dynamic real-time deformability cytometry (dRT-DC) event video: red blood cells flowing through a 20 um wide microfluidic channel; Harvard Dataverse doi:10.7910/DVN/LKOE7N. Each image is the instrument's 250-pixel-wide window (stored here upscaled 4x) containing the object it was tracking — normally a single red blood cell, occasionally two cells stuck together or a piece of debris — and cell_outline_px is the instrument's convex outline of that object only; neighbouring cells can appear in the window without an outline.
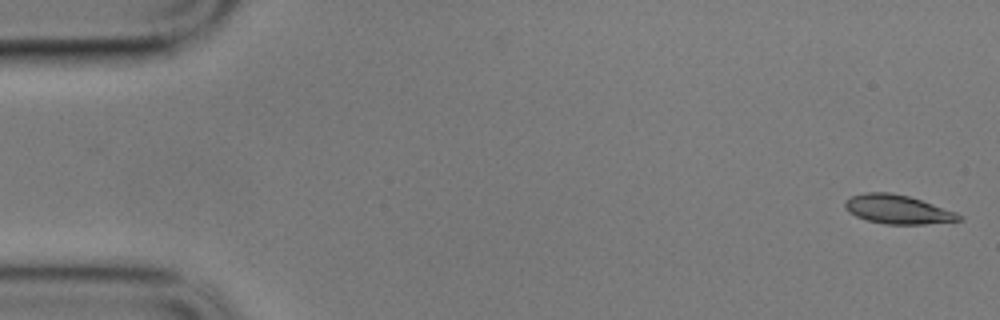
{"species": "common noctule bat (a hibernating species)", "species_latin": "Nyctalus noctula", "temperature_condition": "cold", "stored_images_in_passage": 57, "camera_frame_rate_fps": 3000, "um_per_image_px": 0.085, "animal": {"sex": "male", "body_mass_g": 17.9}, "frame": {"image": 1, "passage_image": 1, "time_ms": 0.0, "image_size_px": [1000, 320], "cell_outline_px": [[964, 220], [924, 224], [884, 224], [868, 220], [856, 216], [848, 212], [844, 208], [844, 200], [852, 196], [864, 192], [892, 192], [908, 196], [956, 212], [964, 216]], "centroid_in_image_um": [76.28, 17.8], "position_along_channel_um": 8.7, "area_um2": 19.25}}
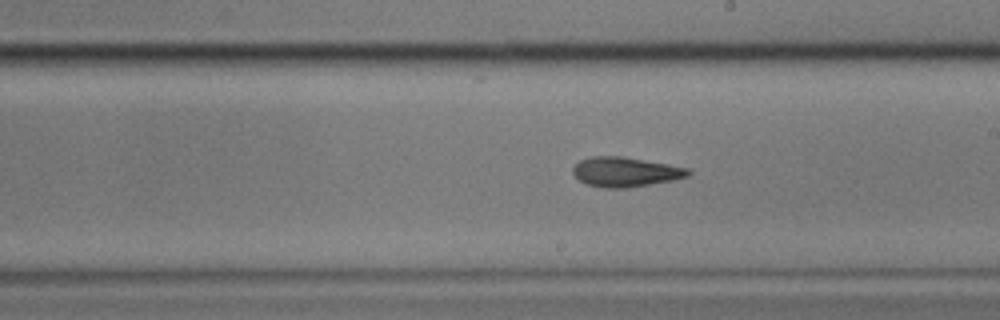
{"frame": {"image": 2, "passage_image": 32, "time_ms": 10.333, "image_size_px": [1000, 320], "cell_outline_px": [[692, 172], [688, 176], [672, 180], [628, 188], [604, 188], [584, 184], [572, 172], [572, 168], [580, 160], [592, 156], [620, 156], [668, 164], [688, 168]], "centroid_in_image_um": [53.14, 14.62], "position_along_channel_um": 235.9, "area_um2": 19.88}}
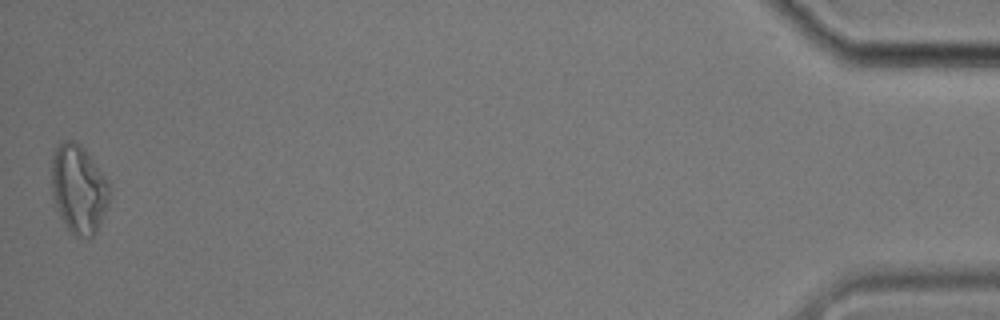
{"frame": {"image": 3, "passage_image": 57, "time_ms": 18.667, "image_size_px": [1000, 320], "cell_outline_px": [[108, 204], [96, 232], [92, 236], [72, 236], [60, 216], [56, 208], [52, 192], [52, 156], [60, 140], [72, 140], [80, 144], [84, 148], [108, 180]], "centroid_in_image_um": [6.66, 16.05], "position_along_channel_um": 428.5, "area_um2": 29.71}, "authors_computed_cell_mechanics": {"area_um2": 19.941, "velocity_mm_per_s": 3.4241, "shape_relaxation_time_tau1_ms": 4.9526, "shape_relaxation_time_tau2_ms": 6.1372, "deformation_change_tau1": 0.1592, "deformation_change_tau2": 0.1526}}